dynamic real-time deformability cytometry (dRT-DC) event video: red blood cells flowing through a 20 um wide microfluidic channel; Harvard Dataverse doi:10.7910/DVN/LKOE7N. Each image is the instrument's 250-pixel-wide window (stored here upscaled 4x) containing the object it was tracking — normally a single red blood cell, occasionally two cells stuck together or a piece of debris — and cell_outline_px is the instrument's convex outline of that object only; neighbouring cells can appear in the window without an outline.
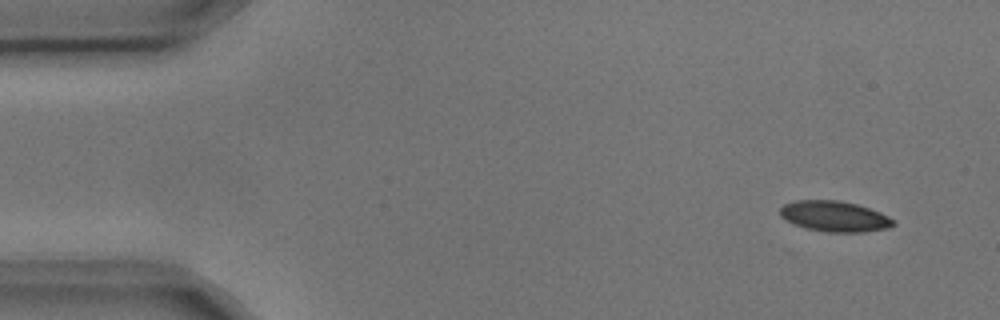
{"species": "common noctule bat (a hibernating species)", "species_latin": "Nyctalus noctula", "temperature_condition": "cold", "stored_images_in_passage": 5, "camera_frame_rate_fps": 3000, "um_per_image_px": 0.085, "animal": {"sex": "male", "body_mass_g": 17.9, "forearm_length_mm": 54.2}, "frame": {"image": 1, "passage_image": 1, "time_ms": 0.0, "image_size_px": [1000, 320], "cell_outline_px": [[896, 224], [888, 228], [864, 232], [828, 232], [808, 228], [792, 224], [784, 220], [780, 216], [780, 208], [784, 204], [796, 200], [836, 200], [856, 204], [880, 212], [896, 220]], "centroid_in_image_um": [70.93, 18.39], "position_along_channel_um": 14.1, "area_um2": 20.29}}
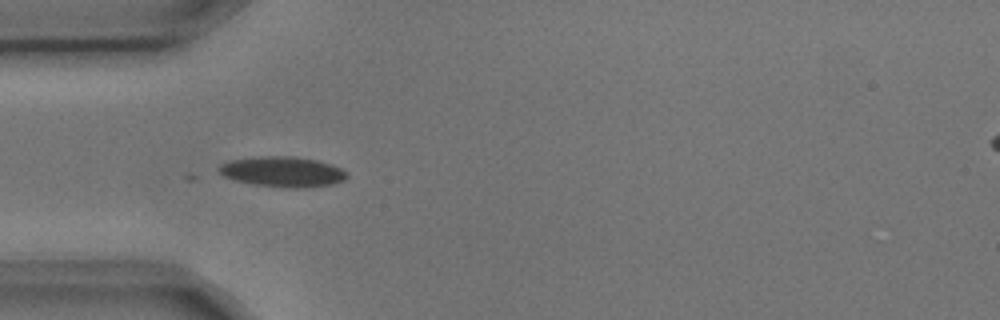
{"frame": {"image": 2, "passage_image": 4, "time_ms": 1.0, "image_size_px": [1000, 320], "cell_outline_px": [[348, 176], [344, 180], [332, 184], [308, 188], [284, 188], [252, 184], [236, 180], [224, 176], [220, 172], [220, 164], [228, 160], [260, 156], [296, 156], [316, 160], [340, 168], [348, 172]], "centroid_in_image_um": [24.04, 14.6], "position_along_channel_um": 61.0, "area_um2": 22.72}}